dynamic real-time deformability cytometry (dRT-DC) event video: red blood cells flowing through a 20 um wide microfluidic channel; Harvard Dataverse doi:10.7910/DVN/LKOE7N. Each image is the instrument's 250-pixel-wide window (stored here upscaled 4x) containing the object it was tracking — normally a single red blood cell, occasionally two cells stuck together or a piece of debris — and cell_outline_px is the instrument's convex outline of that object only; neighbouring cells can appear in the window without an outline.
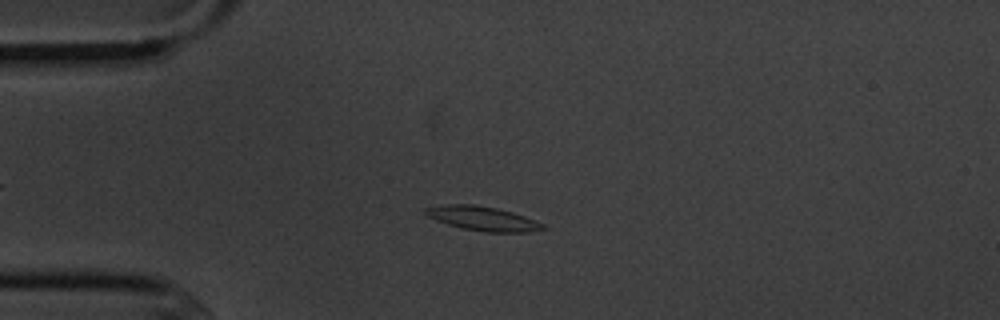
{"species": "common noctule bat (a hibernating species)", "species_latin": "Nyctalus noctula", "temperature_condition": "cold", "stored_images_in_passage": 9, "camera_frame_rate_fps": 3000, "um_per_image_px": 0.085, "animal": {"sex": "male", "body_mass_g": 20.1, "forearm_length_mm": 53.5}, "frame": {"image": 1, "passage_image": 4, "time_ms": 3.667, "image_size_px": [1000, 320], "cell_outline_px": [[548, 228], [528, 232], [488, 232], [464, 228], [448, 224], [436, 220], [428, 216], [424, 212], [424, 208], [448, 204], [472, 204], [496, 208], [512, 212], [524, 216], [544, 224]], "centroid_in_image_um": [41.05, 18.57], "position_along_channel_um": 44.0, "area_um2": 16.36}}
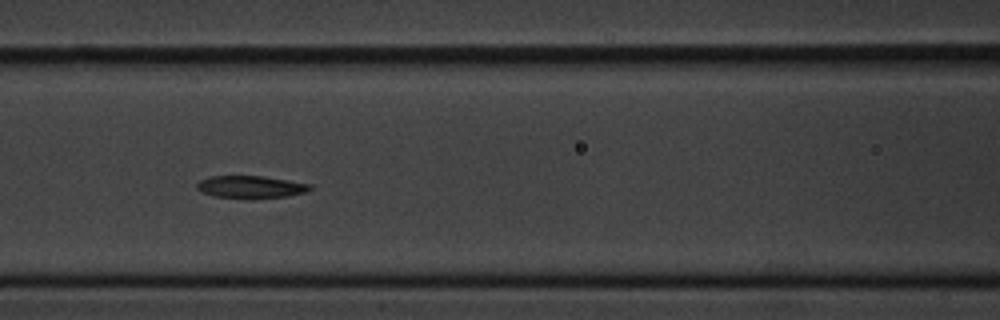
{"frame": {"image": 2, "passage_image": 7, "time_ms": 7.0, "image_size_px": [1000, 320], "cell_outline_px": [[312, 188], [308, 192], [288, 196], [212, 196], [200, 192], [196, 188], [196, 184], [200, 180], [208, 176], [264, 176], [312, 184]], "centroid_in_image_um": [21.31, 15.85], "position_along_channel_um": 145.3, "area_um2": 14.28}}
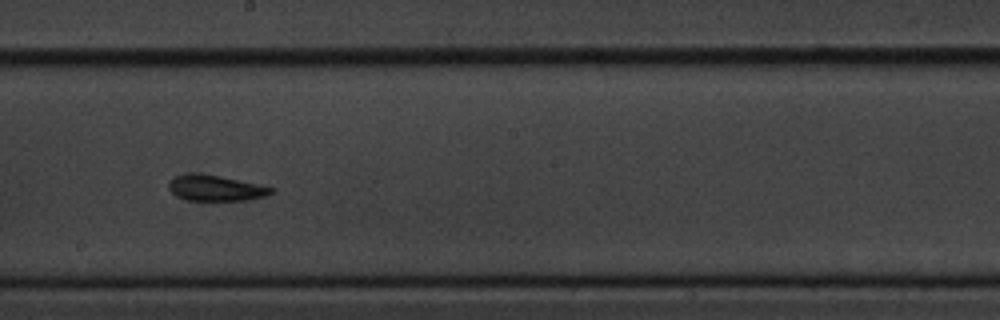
{"frame": {"image": 3, "passage_image": 9, "time_ms": 9.333, "image_size_px": [1000, 320], "cell_outline_px": [[276, 188], [272, 192], [264, 196], [252, 200], [188, 200], [176, 196], [168, 188], [168, 184], [176, 176], [196, 172], [220, 176]], "centroid_in_image_um": [18.33, 15.98], "position_along_channel_um": 229.9, "area_um2": 15.26}}